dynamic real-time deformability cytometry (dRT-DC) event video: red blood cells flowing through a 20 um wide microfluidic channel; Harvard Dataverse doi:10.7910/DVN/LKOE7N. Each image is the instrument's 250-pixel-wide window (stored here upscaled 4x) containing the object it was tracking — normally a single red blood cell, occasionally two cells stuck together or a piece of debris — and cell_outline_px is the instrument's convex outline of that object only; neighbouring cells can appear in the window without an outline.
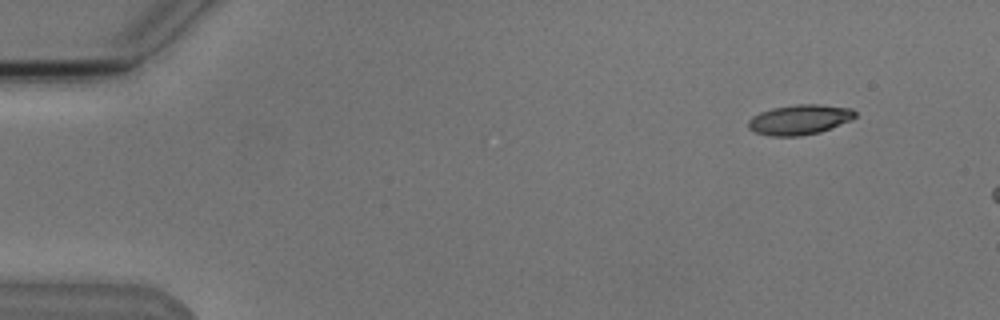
{"species": "Egyptian fruit bat (a non-hibernating species)", "species_latin": "Rousettus aegyptiacus", "temperature_condition": "cold", "stored_images_in_passage": 3, "camera_frame_rate_fps": 3000, "um_per_image_px": 0.085, "animal": {"sex": "male"}, "frame": {"image": 1, "passage_image": 1, "time_ms": 0.0, "image_size_px": [1000, 320], "cell_outline_px": [[856, 116], [848, 120], [820, 132], [800, 136], [772, 136], [756, 132], [748, 128], [748, 120], [752, 116], [760, 112], [772, 108], [796, 104], [820, 104], [852, 108], [856, 112]], "centroid_in_image_um": [67.93, 10.16], "position_along_channel_um": 17.1, "area_um2": 18.55}}